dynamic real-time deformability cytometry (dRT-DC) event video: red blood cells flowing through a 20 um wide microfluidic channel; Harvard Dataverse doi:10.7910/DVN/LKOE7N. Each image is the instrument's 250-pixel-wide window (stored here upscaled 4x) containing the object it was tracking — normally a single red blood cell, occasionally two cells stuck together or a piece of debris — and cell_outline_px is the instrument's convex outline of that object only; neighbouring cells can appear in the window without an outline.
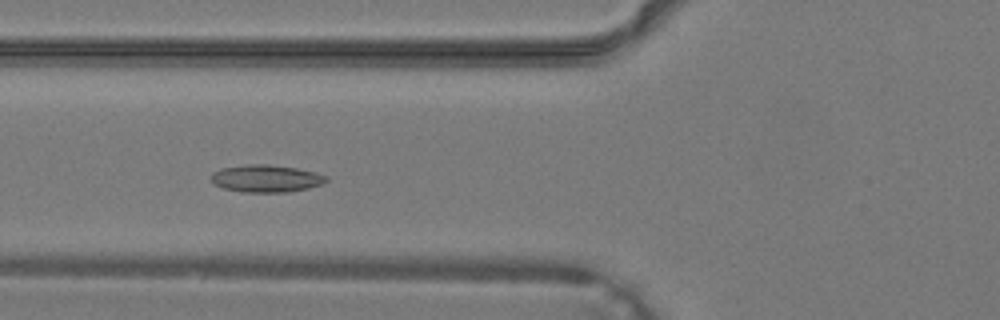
{"species": "common noctule bat (a hibernating species)", "species_latin": "Nyctalus noctula", "temperature_condition": "warm", "stored_images_in_passage": 40, "camera_frame_rate_fps": 3000, "um_per_image_px": 0.085, "animal": {"sex": "male", "body_mass_g": 19.2, "forearm_length_mm": 51.8}, "frame": {"image": 1, "passage_image": 16, "time_ms": 5.0, "image_size_px": [1000, 320], "cell_outline_px": [[328, 180], [324, 184], [308, 188], [288, 192], [240, 192], [224, 188], [212, 184], [212, 172], [220, 168], [244, 164], [268, 164], [296, 168], [316, 172], [328, 176]], "centroid_in_image_um": [22.62, 15.17], "position_along_channel_um": 103.2, "area_um2": 18.61}}
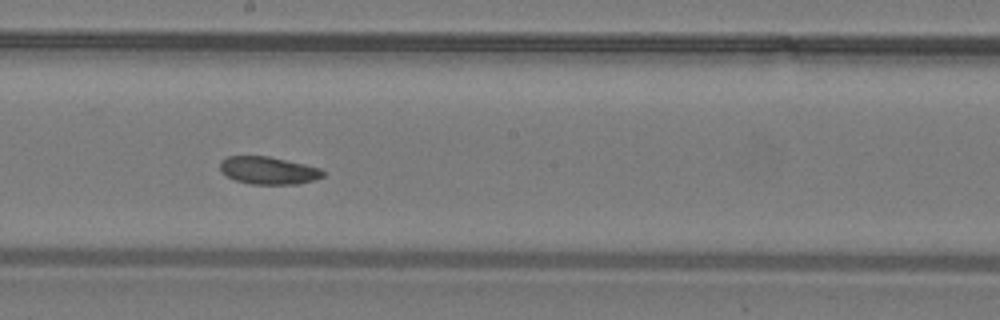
{"frame": {"image": 2, "passage_image": 23, "time_ms": 7.333, "image_size_px": [1000, 320], "cell_outline_px": [[324, 176], [316, 180], [300, 184], [252, 184], [236, 180], [228, 176], [220, 168], [220, 160], [228, 156], [268, 156], [304, 164], [320, 168], [324, 172]], "centroid_in_image_um": [22.85, 14.49], "position_along_channel_um": 225.4, "area_um2": 16.47}}
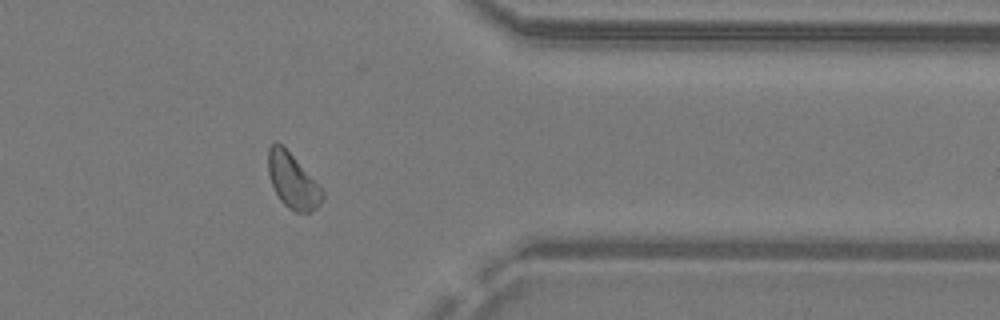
{"frame": {"image": 3, "passage_image": 33, "time_ms": 10.667, "image_size_px": [1000, 320], "cell_outline_px": [[324, 196], [320, 204], [316, 208], [308, 212], [296, 212], [288, 208], [280, 200], [272, 184], [268, 172], [268, 148], [276, 140], [320, 184], [324, 192]], "centroid_in_image_um": [24.89, 15.39], "position_along_channel_um": 386.5, "area_um2": 17.17}}